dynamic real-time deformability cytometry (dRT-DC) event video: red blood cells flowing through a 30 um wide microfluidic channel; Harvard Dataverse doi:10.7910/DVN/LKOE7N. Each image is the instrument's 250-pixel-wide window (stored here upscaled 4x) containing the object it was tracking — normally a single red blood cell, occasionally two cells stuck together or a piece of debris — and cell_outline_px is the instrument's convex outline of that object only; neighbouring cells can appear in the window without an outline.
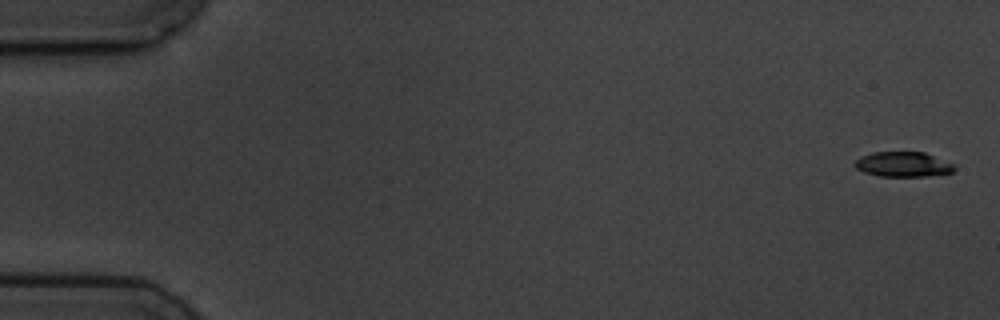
{"species": "common noctule bat (a hibernating species)", "species_latin": "Nyctalus noctula", "temperature_condition": "cold", "stored_images_in_passage": 6, "segment_of_instrument_passage": [2, 2], "camera_frame_rate_fps": 3000, "um_per_image_px": 0.085, "animal": {"sex": "male", "body_mass_g": 19.5, "forearm_length_mm": 54.6}, "frame": {"image": 1, "passage_image": 6, "time_ms": 6.667, "image_size_px": [1000, 320], "cell_outline_px": [[956, 168], [952, 172], [928, 176], [880, 176], [864, 172], [856, 168], [852, 164], [860, 156], [872, 152], [924, 152], [956, 164]], "centroid_in_image_um": [76.77, 13.96], "position_along_channel_um": 8.2, "area_um2": 14.62}}